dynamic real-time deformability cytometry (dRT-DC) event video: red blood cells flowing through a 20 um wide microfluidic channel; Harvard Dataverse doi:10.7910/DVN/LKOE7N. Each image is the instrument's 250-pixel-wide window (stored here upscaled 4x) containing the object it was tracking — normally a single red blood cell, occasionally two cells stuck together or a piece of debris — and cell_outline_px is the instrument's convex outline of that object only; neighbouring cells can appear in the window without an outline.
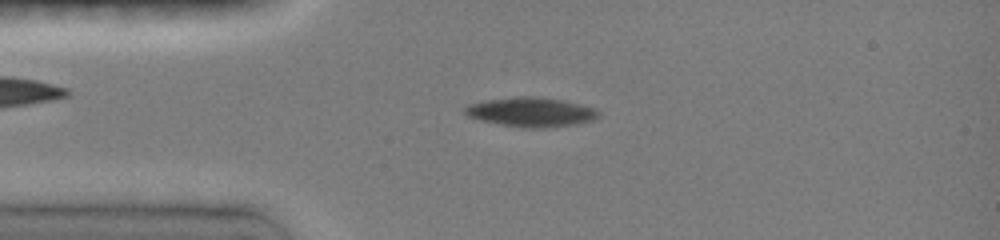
{"species": "common noctule bat (a hibernating species)", "species_latin": "Nyctalus noctula", "temperature_condition": "room temperature", "stored_images_in_passage": 6, "camera_frame_rate_fps": 3000, "um_per_image_px": 0.085, "animal": {"sex": "female", "body_mass_g": 19.0, "forearm_length_mm": 51.5}, "frame": {"image": 1, "passage_image": 3, "time_ms": 1.667, "image_size_px": [1000, 240], "cell_outline_px": [[600, 116], [592, 120], [576, 124], [548, 128], [528, 128], [500, 124], [480, 120], [468, 116], [464, 112], [464, 108], [468, 104], [488, 100], [512, 96], [536, 96], [560, 100], [580, 104], [596, 108], [600, 112]], "centroid_in_image_um": [45.16, 9.52], "position_along_channel_um": 39.8, "area_um2": 22.95}}
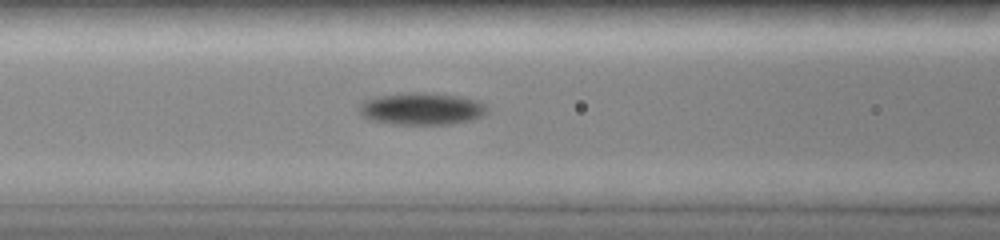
{"frame": {"image": 2, "passage_image": 6, "time_ms": 4.333, "image_size_px": [1000, 240], "cell_outline_px": [[488, 112], [480, 116], [468, 120], [448, 124], [392, 124], [368, 120], [360, 112], [360, 104], [364, 100], [380, 96], [400, 92], [416, 92], [460, 96], [476, 100], [484, 104], [488, 108]], "centroid_in_image_um": [35.81, 9.24], "position_along_channel_um": 130.8, "area_um2": 23.81}}